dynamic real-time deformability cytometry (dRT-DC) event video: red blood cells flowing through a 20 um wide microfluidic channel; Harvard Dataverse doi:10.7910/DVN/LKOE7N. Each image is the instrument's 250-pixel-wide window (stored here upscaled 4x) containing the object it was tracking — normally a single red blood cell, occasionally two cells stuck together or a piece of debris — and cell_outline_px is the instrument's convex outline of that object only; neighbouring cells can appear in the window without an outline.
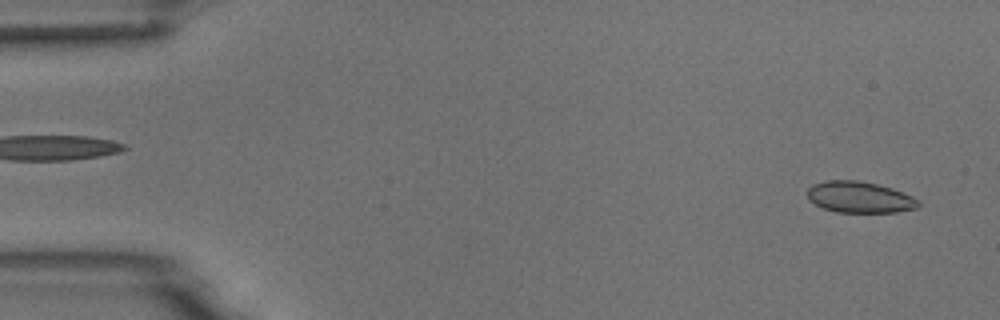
{"species": "common noctule bat (a hibernating species)", "species_latin": "Nyctalus noctula", "temperature_condition": "room temperature", "stored_images_in_passage": 5, "segment_of_instrument_passage": [2, 2], "camera_frame_rate_fps": 3000, "um_per_image_px": 0.085, "animal": {"sex": "male", "body_mass_g": 18.8}, "frame": {"image": 1, "passage_image": 5, "time_ms": 1.333, "image_size_px": [1000, 320], "cell_outline_px": [[920, 204], [916, 208], [896, 212], [836, 212], [824, 208], [808, 200], [808, 188], [812, 184], [824, 180], [856, 180], [876, 184], [892, 188], [912, 196], [920, 200]], "centroid_in_image_um": [73.06, 16.75], "position_along_channel_um": 11.9, "area_um2": 20.23}}